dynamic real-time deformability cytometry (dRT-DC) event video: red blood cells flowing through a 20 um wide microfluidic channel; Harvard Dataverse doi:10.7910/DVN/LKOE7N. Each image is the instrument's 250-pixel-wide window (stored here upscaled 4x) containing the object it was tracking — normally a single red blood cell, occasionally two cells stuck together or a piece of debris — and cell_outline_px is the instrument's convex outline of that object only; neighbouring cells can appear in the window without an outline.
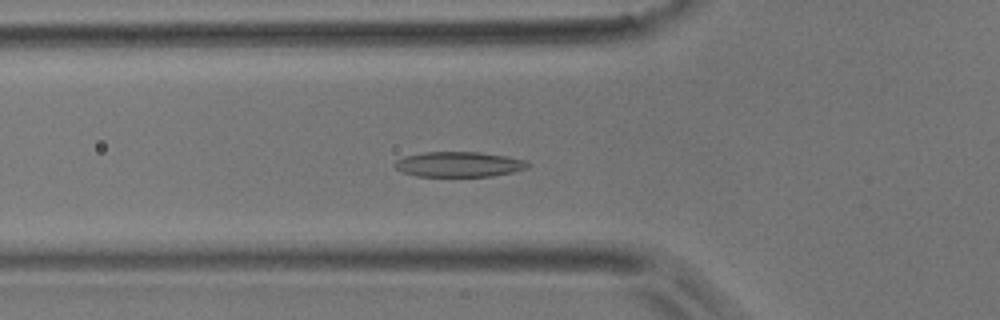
{"species": "common noctule bat (a hibernating species)", "species_latin": "Nyctalus noctula", "temperature_condition": "room temperature", "stored_images_in_passage": 51, "camera_frame_rate_fps": 3000, "um_per_image_px": 0.085, "animal": {"sex": "male", "body_mass_g": 17.9}, "frame": {"image": 1, "passage_image": 17, "time_ms": 5.333, "image_size_px": [1000, 320], "cell_outline_px": [[532, 164], [528, 168], [512, 172], [492, 176], [416, 176], [400, 172], [392, 164], [396, 160], [404, 156], [424, 152], [480, 152], [508, 156], [524, 160]], "centroid_in_image_um": [38.99, 13.96], "position_along_channel_um": 86.8, "area_um2": 19.71}}
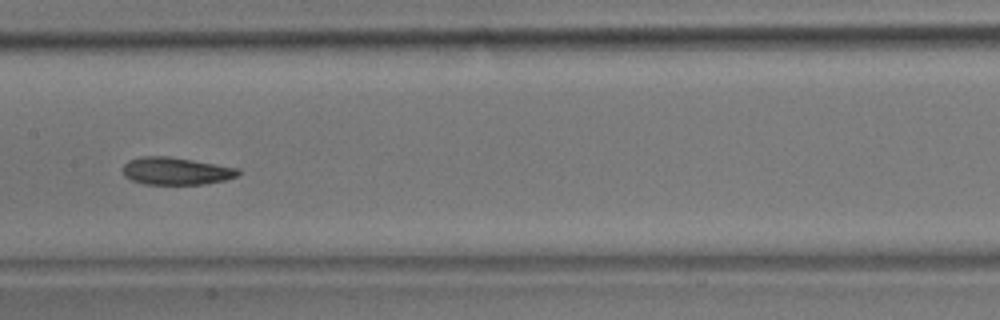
{"frame": {"image": 2, "passage_image": 25, "time_ms": 8.0, "image_size_px": [1000, 320], "cell_outline_px": [[240, 172], [236, 176], [224, 180], [204, 184], [144, 184], [132, 180], [124, 176], [120, 168], [128, 160], [140, 156], [168, 156], [240, 168]], "centroid_in_image_um": [14.91, 14.53], "position_along_channel_um": 192.5, "area_um2": 18.55}}
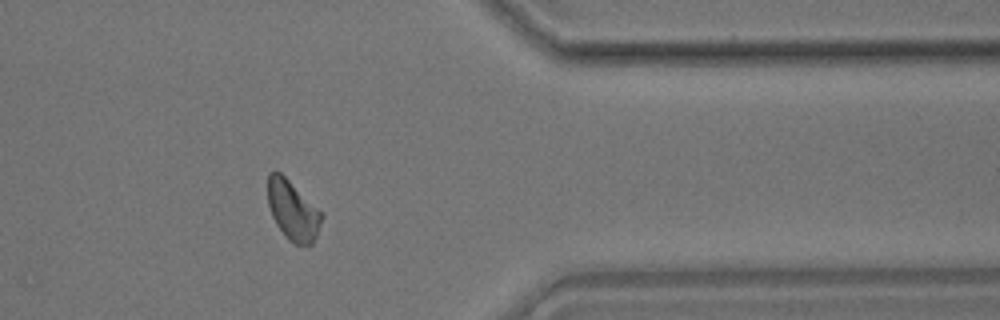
{"frame": {"image": 3, "passage_image": 41, "time_ms": 13.333, "image_size_px": [1000, 320], "cell_outline_px": [[324, 216], [316, 236], [312, 244], [296, 244], [288, 240], [276, 224], [272, 216], [268, 204], [268, 172], [280, 172]], "centroid_in_image_um": [24.86, 17.91], "position_along_channel_um": 386.5, "area_um2": 18.15}, "authors_computed_cell_mechanics": {"area_um2": 18.785, "velocity_mm_per_s": 3.937, "shape_relaxation_time_tau1_ms": 4.3154, "shape_relaxation_time_tau2_ms": 5.1626, "deformation_change_tau1": 0.1315, "deformation_change_tau2": 0.1117}}